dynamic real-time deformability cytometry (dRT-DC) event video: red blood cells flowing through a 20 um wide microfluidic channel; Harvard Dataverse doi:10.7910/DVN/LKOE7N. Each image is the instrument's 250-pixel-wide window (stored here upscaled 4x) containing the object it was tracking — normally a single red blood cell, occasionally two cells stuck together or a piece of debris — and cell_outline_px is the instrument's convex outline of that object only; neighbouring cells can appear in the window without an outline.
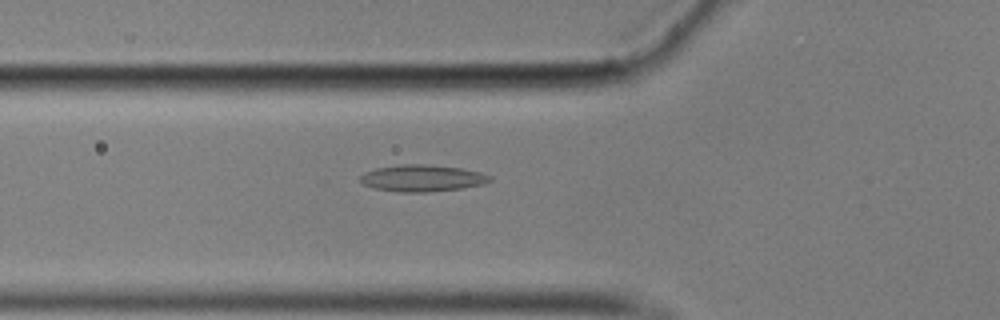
{"species": "common noctule bat (a hibernating species)", "species_latin": "Nyctalus noctula", "temperature_condition": "cold", "stored_images_in_passage": 43, "camera_frame_rate_fps": 3000, "um_per_image_px": 0.085, "animal": {"sex": "male", "body_mass_g": 17.9}, "frame": {"image": 1, "passage_image": 6, "time_ms": 1.667, "image_size_px": [1000, 320], "cell_outline_px": [[492, 180], [484, 184], [464, 188], [428, 192], [396, 192], [372, 188], [364, 184], [360, 180], [360, 176], [364, 172], [376, 168], [400, 164], [424, 164], [460, 168], [480, 172], [492, 176]], "centroid_in_image_um": [35.89, 15.15], "position_along_channel_um": 89.9, "area_um2": 20.35}}
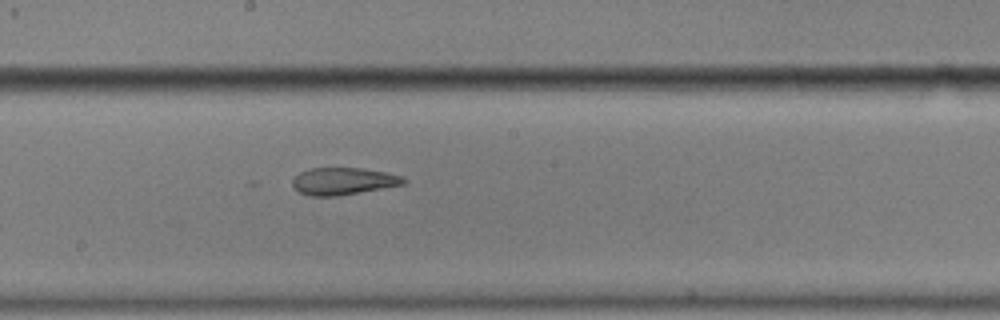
{"frame": {"image": 2, "passage_image": 17, "time_ms": 5.333, "image_size_px": [1000, 320], "cell_outline_px": [[408, 180], [404, 184], [336, 196], [308, 196], [292, 188], [292, 180], [300, 172], [312, 168], [360, 168], [388, 172], [404, 176]], "centroid_in_image_um": [29.18, 15.39], "position_along_channel_um": 219.0, "area_um2": 17.63}}
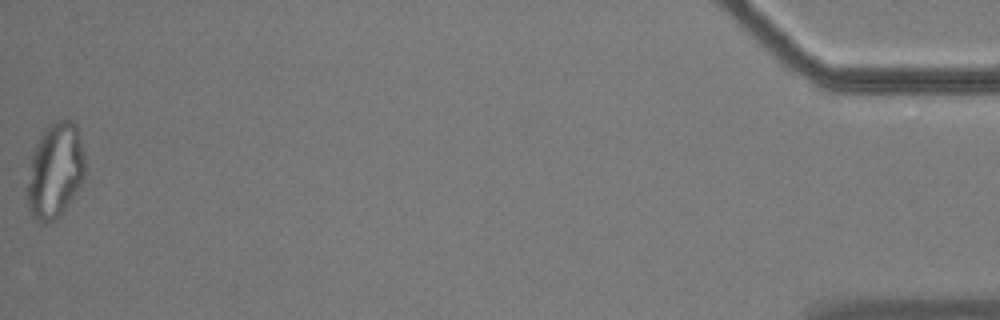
{"frame": {"image": 3, "passage_image": 43, "time_ms": 14.0, "image_size_px": [1000, 320], "cell_outline_px": [[84, 180], [64, 212], [48, 224], [40, 224], [32, 216], [28, 208], [24, 192], [32, 152], [44, 128], [48, 124], [56, 120], [72, 120], [76, 124], [80, 136], [84, 156]], "centroid_in_image_um": [4.65, 14.54], "position_along_channel_um": 430.6, "area_um2": 32.95}, "authors_computed_cell_mechanics": {"area_um2": 20.1144, "velocity_mm_per_s": 3.5011, "shape_relaxation_time_tau1_ms": null, "shape_relaxation_time_tau2_ms": 3.1505, "deformation_change_tau1": null, "deformation_change_tau2": 0.1066}}